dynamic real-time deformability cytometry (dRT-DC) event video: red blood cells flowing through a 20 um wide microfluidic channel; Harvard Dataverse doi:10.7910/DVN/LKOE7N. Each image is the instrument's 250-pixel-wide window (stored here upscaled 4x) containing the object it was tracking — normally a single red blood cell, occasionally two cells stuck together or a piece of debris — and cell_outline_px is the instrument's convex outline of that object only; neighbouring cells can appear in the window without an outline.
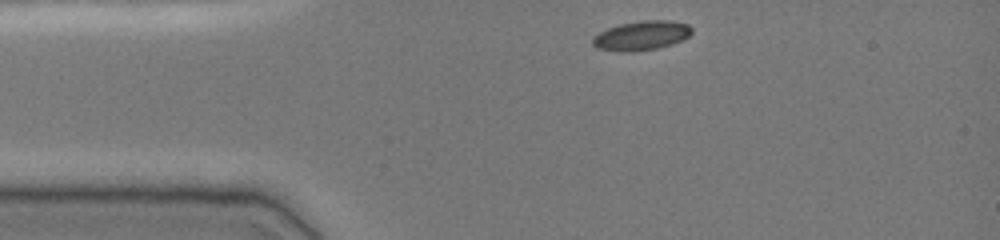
{"species": "common noctule bat (a hibernating species)", "species_latin": "Nyctalus noctula", "temperature_condition": "cold", "stored_images_in_passage": 34, "camera_frame_rate_fps": 3000, "um_per_image_px": 0.085, "animal": {"sex": "female", "body_mass_g": 19.0, "forearm_length_mm": 51.5}, "frame": {"image": 1, "passage_image": 1, "time_ms": 0.0, "image_size_px": [1000, 240], "cell_outline_px": [[692, 32], [688, 36], [672, 44], [656, 48], [632, 52], [620, 52], [596, 48], [592, 44], [592, 36], [608, 28], [620, 24], [640, 20], [672, 20], [688, 24], [692, 28]], "centroid_in_image_um": [54.5, 3.02], "position_along_channel_um": 30.5, "area_um2": 17.05}}
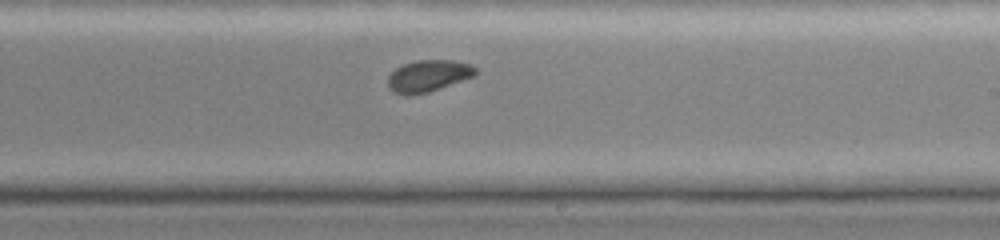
{"frame": {"image": 2, "passage_image": 21, "time_ms": 6.667, "image_size_px": [1000, 240], "cell_outline_px": [[476, 76], [428, 92], [408, 96], [404, 96], [388, 88], [388, 76], [396, 68], [404, 64], [420, 60], [452, 60], [468, 64], [476, 68]], "centroid_in_image_um": [36.4, 6.46], "position_along_channel_um": 252.6, "area_um2": 16.13}}
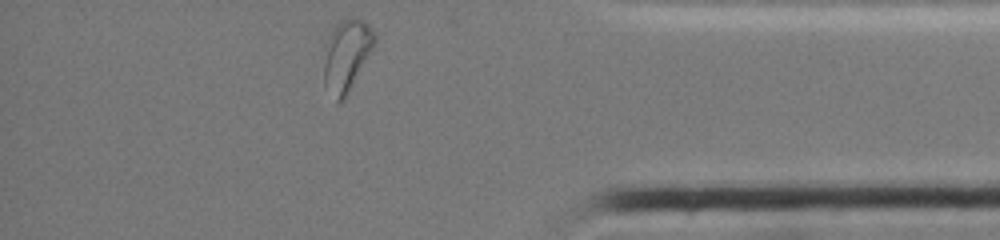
{"frame": {"image": 3, "passage_image": 34, "time_ms": 11.0, "image_size_px": [1000, 240], "cell_outline_px": [[376, 40], [348, 96], [344, 100], [336, 100], [324, 84], [324, 44], [328, 36], [336, 24], [344, 20], [364, 20], [372, 28], [376, 36]], "centroid_in_image_um": [29.44, 4.72], "position_along_channel_um": 405.8, "area_um2": 20.98}, "authors_computed_cell_mechanics": {"area_um2": 16.9643, "velocity_mm_per_s": 3.8738, "shape_relaxation_time_tau1_ms": 3.7875, "shape_relaxation_time_tau2_ms": 2.8338, "deformation_change_tau1": 0.0988, "deformation_change_tau2": 0.0416}}